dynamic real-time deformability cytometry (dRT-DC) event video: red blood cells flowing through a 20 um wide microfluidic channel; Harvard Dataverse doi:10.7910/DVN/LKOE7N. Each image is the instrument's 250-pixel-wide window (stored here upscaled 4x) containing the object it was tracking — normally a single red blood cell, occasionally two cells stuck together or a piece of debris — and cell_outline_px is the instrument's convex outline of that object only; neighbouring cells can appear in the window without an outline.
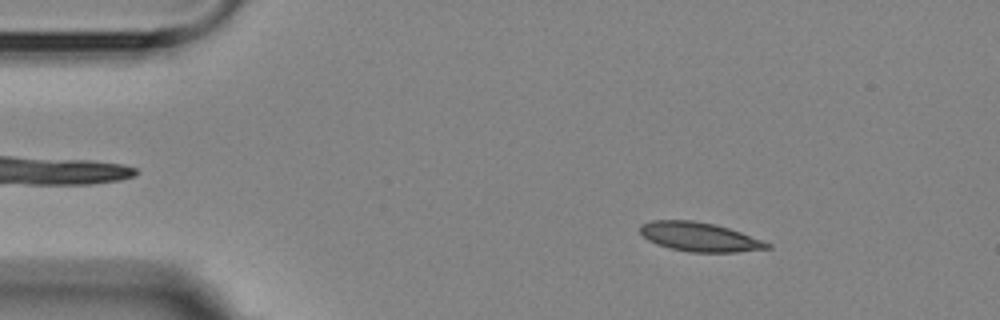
{"species": "Egyptian fruit bat (a non-hibernating species)", "species_latin": "Rousettus aegyptiacus", "temperature_condition": "room temperature", "stored_images_in_passage": 4, "camera_frame_rate_fps": 3000, "um_per_image_px": 0.085, "animal": {"sex": "female"}, "frame": {"image": 1, "passage_image": 2, "time_ms": 1.0, "image_size_px": [1000, 320], "cell_outline_px": [[772, 248], [736, 252], [688, 252], [668, 248], [656, 244], [648, 240], [640, 232], [640, 224], [652, 220], [692, 220], [716, 224], [740, 232], [772, 244]], "centroid_in_image_um": [59.44, 20.14], "position_along_channel_um": 25.6, "area_um2": 21.62}}